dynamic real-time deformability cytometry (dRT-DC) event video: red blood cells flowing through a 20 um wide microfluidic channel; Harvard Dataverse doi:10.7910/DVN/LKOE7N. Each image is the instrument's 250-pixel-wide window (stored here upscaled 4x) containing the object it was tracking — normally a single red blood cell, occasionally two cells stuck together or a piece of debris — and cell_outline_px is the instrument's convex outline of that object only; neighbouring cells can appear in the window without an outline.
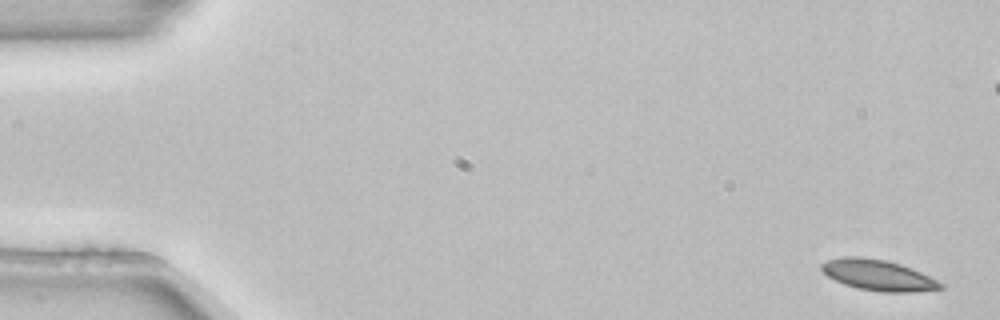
{"species": "common noctule bat (a hibernating species)", "species_latin": "Nyctalus noctula", "temperature_condition": "room temperature", "stored_images_in_passage": 5, "camera_frame_rate_fps": 3000, "um_per_image_px": 0.085, "animal": {"sex": "female", "body_mass_g": 22.7, "forearm_length_mm": 54.2}, "frame": {"image": 1, "passage_image": 1, "time_ms": 0.0, "image_size_px": [1000, 320], "cell_outline_px": [[944, 288], [912, 292], [880, 292], [860, 288], [844, 284], [828, 276], [820, 268], [820, 264], [828, 260], [844, 256], [860, 256], [888, 260], [900, 264], [920, 272], [944, 284]], "centroid_in_image_um": [74.63, 23.38], "position_along_channel_um": 10.4, "area_um2": 21.21}}